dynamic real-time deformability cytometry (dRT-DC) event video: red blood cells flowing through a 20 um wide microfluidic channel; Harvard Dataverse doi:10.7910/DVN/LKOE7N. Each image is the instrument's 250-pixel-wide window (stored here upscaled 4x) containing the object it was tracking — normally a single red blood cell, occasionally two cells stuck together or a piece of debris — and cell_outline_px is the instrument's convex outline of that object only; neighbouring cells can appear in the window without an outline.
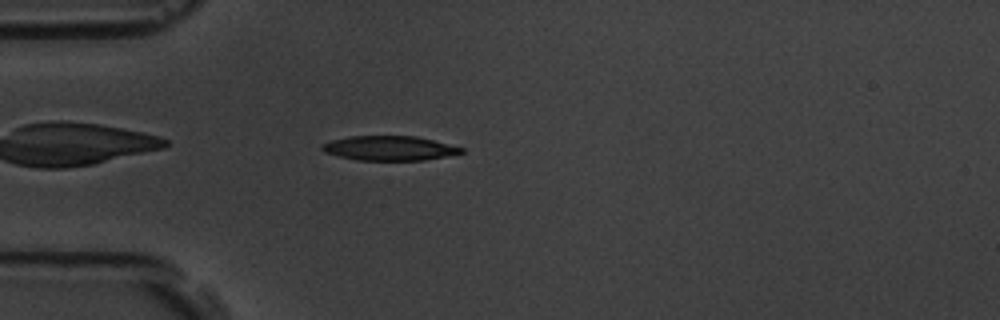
{"species": "common noctule bat (a hibernating species)", "species_latin": "Nyctalus noctula", "temperature_condition": "room temperature", "stored_images_in_passage": 2, "camera_frame_rate_fps": 3000, "um_per_image_px": 0.085, "animal": {"sex": "male", "body_mass_g": 19.5, "forearm_length_mm": 54.6}, "frame": {"image": 1, "passage_image": 1, "time_ms": 0.0, "image_size_px": [1000, 320], "cell_outline_px": [[464, 152], [448, 156], [424, 160], [356, 160], [324, 152], [320, 148], [324, 144], [332, 140], [348, 136], [416, 136], [464, 148]], "centroid_in_image_um": [33.11, 12.6], "position_along_channel_um": 51.9, "area_um2": 19.77}}